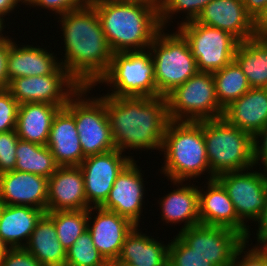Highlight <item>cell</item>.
I'll return each mask as SVG.
<instances>
[{"label": "cell", "instance_id": "7402d4cb", "mask_svg": "<svg viewBox=\"0 0 267 266\" xmlns=\"http://www.w3.org/2000/svg\"><path fill=\"white\" fill-rule=\"evenodd\" d=\"M13 41L11 38L7 56L8 84L19 77L50 75L60 66L58 58L46 48L28 44L18 47Z\"/></svg>", "mask_w": 267, "mask_h": 266}, {"label": "cell", "instance_id": "7bdbcfd3", "mask_svg": "<svg viewBox=\"0 0 267 266\" xmlns=\"http://www.w3.org/2000/svg\"><path fill=\"white\" fill-rule=\"evenodd\" d=\"M258 222V230H257V242L256 246H265L267 247V203L264 210L261 213L260 218L256 221Z\"/></svg>", "mask_w": 267, "mask_h": 266}, {"label": "cell", "instance_id": "c3c4849f", "mask_svg": "<svg viewBox=\"0 0 267 266\" xmlns=\"http://www.w3.org/2000/svg\"><path fill=\"white\" fill-rule=\"evenodd\" d=\"M4 22H5V19L0 15V42L2 41H5V40H8L9 39V36H3L4 33V28L6 26V23L4 25Z\"/></svg>", "mask_w": 267, "mask_h": 266}, {"label": "cell", "instance_id": "60d3db41", "mask_svg": "<svg viewBox=\"0 0 267 266\" xmlns=\"http://www.w3.org/2000/svg\"><path fill=\"white\" fill-rule=\"evenodd\" d=\"M253 138H254V140H253L254 145L253 146H254V163H255V166L256 165L261 166V164H262L263 165L262 171H264V173L267 175V123ZM260 138H261V140H260ZM259 142L261 143V145Z\"/></svg>", "mask_w": 267, "mask_h": 266}, {"label": "cell", "instance_id": "e575fe53", "mask_svg": "<svg viewBox=\"0 0 267 266\" xmlns=\"http://www.w3.org/2000/svg\"><path fill=\"white\" fill-rule=\"evenodd\" d=\"M175 237L169 243V266H214L207 258L193 252L178 236Z\"/></svg>", "mask_w": 267, "mask_h": 266}, {"label": "cell", "instance_id": "f6af8a7d", "mask_svg": "<svg viewBox=\"0 0 267 266\" xmlns=\"http://www.w3.org/2000/svg\"><path fill=\"white\" fill-rule=\"evenodd\" d=\"M256 36L267 37V6L255 20Z\"/></svg>", "mask_w": 267, "mask_h": 266}, {"label": "cell", "instance_id": "7c38bea8", "mask_svg": "<svg viewBox=\"0 0 267 266\" xmlns=\"http://www.w3.org/2000/svg\"><path fill=\"white\" fill-rule=\"evenodd\" d=\"M253 169L226 172L216 177L226 189L238 218L245 225L249 220L256 222L267 203V175L262 170Z\"/></svg>", "mask_w": 267, "mask_h": 266}, {"label": "cell", "instance_id": "ac0fdd59", "mask_svg": "<svg viewBox=\"0 0 267 266\" xmlns=\"http://www.w3.org/2000/svg\"><path fill=\"white\" fill-rule=\"evenodd\" d=\"M195 21L227 31L240 42L256 36L255 20L241 0H212Z\"/></svg>", "mask_w": 267, "mask_h": 266}, {"label": "cell", "instance_id": "5b68a950", "mask_svg": "<svg viewBox=\"0 0 267 266\" xmlns=\"http://www.w3.org/2000/svg\"><path fill=\"white\" fill-rule=\"evenodd\" d=\"M203 135L210 172L215 177L255 166L254 138L223 117L203 120Z\"/></svg>", "mask_w": 267, "mask_h": 266}, {"label": "cell", "instance_id": "ffe728a7", "mask_svg": "<svg viewBox=\"0 0 267 266\" xmlns=\"http://www.w3.org/2000/svg\"><path fill=\"white\" fill-rule=\"evenodd\" d=\"M88 209L79 166H59L48 178L46 212Z\"/></svg>", "mask_w": 267, "mask_h": 266}, {"label": "cell", "instance_id": "9c48e42d", "mask_svg": "<svg viewBox=\"0 0 267 266\" xmlns=\"http://www.w3.org/2000/svg\"><path fill=\"white\" fill-rule=\"evenodd\" d=\"M168 116L171 121L218 119L224 109L216 96L213 73L197 72L167 96Z\"/></svg>", "mask_w": 267, "mask_h": 266}, {"label": "cell", "instance_id": "7a4b0ae2", "mask_svg": "<svg viewBox=\"0 0 267 266\" xmlns=\"http://www.w3.org/2000/svg\"><path fill=\"white\" fill-rule=\"evenodd\" d=\"M106 112L116 149L161 151L170 121L166 97L106 95Z\"/></svg>", "mask_w": 267, "mask_h": 266}, {"label": "cell", "instance_id": "603a6c76", "mask_svg": "<svg viewBox=\"0 0 267 266\" xmlns=\"http://www.w3.org/2000/svg\"><path fill=\"white\" fill-rule=\"evenodd\" d=\"M229 124L254 137L267 123V88H251L224 108Z\"/></svg>", "mask_w": 267, "mask_h": 266}, {"label": "cell", "instance_id": "44dd1931", "mask_svg": "<svg viewBox=\"0 0 267 266\" xmlns=\"http://www.w3.org/2000/svg\"><path fill=\"white\" fill-rule=\"evenodd\" d=\"M46 146L59 166H79L82 163L84 154L74 114L66 106L54 116Z\"/></svg>", "mask_w": 267, "mask_h": 266}, {"label": "cell", "instance_id": "6da1fadb", "mask_svg": "<svg viewBox=\"0 0 267 266\" xmlns=\"http://www.w3.org/2000/svg\"><path fill=\"white\" fill-rule=\"evenodd\" d=\"M58 18L65 45L60 65L82 87L94 86L113 57L95 8L89 3Z\"/></svg>", "mask_w": 267, "mask_h": 266}, {"label": "cell", "instance_id": "ee69618b", "mask_svg": "<svg viewBox=\"0 0 267 266\" xmlns=\"http://www.w3.org/2000/svg\"><path fill=\"white\" fill-rule=\"evenodd\" d=\"M248 13L256 20L267 6V0H241Z\"/></svg>", "mask_w": 267, "mask_h": 266}, {"label": "cell", "instance_id": "e0dca14e", "mask_svg": "<svg viewBox=\"0 0 267 266\" xmlns=\"http://www.w3.org/2000/svg\"><path fill=\"white\" fill-rule=\"evenodd\" d=\"M199 187L200 224L231 228L240 233L245 240L250 239V229L239 218L226 189L215 178ZM205 185H208L205 187ZM204 191V192H203ZM203 192V193H202ZM248 227V228H247Z\"/></svg>", "mask_w": 267, "mask_h": 266}, {"label": "cell", "instance_id": "3957f363", "mask_svg": "<svg viewBox=\"0 0 267 266\" xmlns=\"http://www.w3.org/2000/svg\"><path fill=\"white\" fill-rule=\"evenodd\" d=\"M90 4L113 53L147 50L161 29L159 5L112 0H90Z\"/></svg>", "mask_w": 267, "mask_h": 266}, {"label": "cell", "instance_id": "b9f144b4", "mask_svg": "<svg viewBox=\"0 0 267 266\" xmlns=\"http://www.w3.org/2000/svg\"><path fill=\"white\" fill-rule=\"evenodd\" d=\"M10 48V38L0 42V89L8 87L7 78V56Z\"/></svg>", "mask_w": 267, "mask_h": 266}, {"label": "cell", "instance_id": "7dc6e473", "mask_svg": "<svg viewBox=\"0 0 267 266\" xmlns=\"http://www.w3.org/2000/svg\"><path fill=\"white\" fill-rule=\"evenodd\" d=\"M115 2L140 3L144 5H159V0H112Z\"/></svg>", "mask_w": 267, "mask_h": 266}, {"label": "cell", "instance_id": "4316f807", "mask_svg": "<svg viewBox=\"0 0 267 266\" xmlns=\"http://www.w3.org/2000/svg\"><path fill=\"white\" fill-rule=\"evenodd\" d=\"M65 106L28 102L19 104L15 131L21 140L47 145L52 121Z\"/></svg>", "mask_w": 267, "mask_h": 266}, {"label": "cell", "instance_id": "f546056e", "mask_svg": "<svg viewBox=\"0 0 267 266\" xmlns=\"http://www.w3.org/2000/svg\"><path fill=\"white\" fill-rule=\"evenodd\" d=\"M16 171L28 172L50 178L59 165L46 145L19 139L16 147Z\"/></svg>", "mask_w": 267, "mask_h": 266}, {"label": "cell", "instance_id": "d6a6232c", "mask_svg": "<svg viewBox=\"0 0 267 266\" xmlns=\"http://www.w3.org/2000/svg\"><path fill=\"white\" fill-rule=\"evenodd\" d=\"M65 266H111L93 244L88 230L66 251Z\"/></svg>", "mask_w": 267, "mask_h": 266}, {"label": "cell", "instance_id": "cb8c5ba5", "mask_svg": "<svg viewBox=\"0 0 267 266\" xmlns=\"http://www.w3.org/2000/svg\"><path fill=\"white\" fill-rule=\"evenodd\" d=\"M136 225L127 235L121 253L112 266H169V243L141 234Z\"/></svg>", "mask_w": 267, "mask_h": 266}, {"label": "cell", "instance_id": "836d02e7", "mask_svg": "<svg viewBox=\"0 0 267 266\" xmlns=\"http://www.w3.org/2000/svg\"><path fill=\"white\" fill-rule=\"evenodd\" d=\"M212 0H159V22L161 28L166 30L169 20L174 14L185 13L186 17L179 25L196 20L200 12Z\"/></svg>", "mask_w": 267, "mask_h": 266}, {"label": "cell", "instance_id": "8fae6325", "mask_svg": "<svg viewBox=\"0 0 267 266\" xmlns=\"http://www.w3.org/2000/svg\"><path fill=\"white\" fill-rule=\"evenodd\" d=\"M82 86L60 65L52 74L19 77L7 89L19 103L38 102L66 106Z\"/></svg>", "mask_w": 267, "mask_h": 266}, {"label": "cell", "instance_id": "9a60e30c", "mask_svg": "<svg viewBox=\"0 0 267 266\" xmlns=\"http://www.w3.org/2000/svg\"><path fill=\"white\" fill-rule=\"evenodd\" d=\"M93 214L95 217L92 219ZM135 226L128 218L115 212L101 207L88 209L87 230L91 234L94 246L110 265L118 259L127 235Z\"/></svg>", "mask_w": 267, "mask_h": 266}, {"label": "cell", "instance_id": "74e56055", "mask_svg": "<svg viewBox=\"0 0 267 266\" xmlns=\"http://www.w3.org/2000/svg\"><path fill=\"white\" fill-rule=\"evenodd\" d=\"M246 245H249V240H245L237 248L233 258L232 266H267V247L253 246L249 250V247H247ZM241 257L242 259L240 260Z\"/></svg>", "mask_w": 267, "mask_h": 266}, {"label": "cell", "instance_id": "d6986e66", "mask_svg": "<svg viewBox=\"0 0 267 266\" xmlns=\"http://www.w3.org/2000/svg\"><path fill=\"white\" fill-rule=\"evenodd\" d=\"M48 178L22 171L0 174V204L31 206L46 211Z\"/></svg>", "mask_w": 267, "mask_h": 266}, {"label": "cell", "instance_id": "2e32d148", "mask_svg": "<svg viewBox=\"0 0 267 266\" xmlns=\"http://www.w3.org/2000/svg\"><path fill=\"white\" fill-rule=\"evenodd\" d=\"M132 160L117 176L102 209L128 218L140 227L144 207V185L141 168ZM140 168V169H139Z\"/></svg>", "mask_w": 267, "mask_h": 266}, {"label": "cell", "instance_id": "8d00e7d4", "mask_svg": "<svg viewBox=\"0 0 267 266\" xmlns=\"http://www.w3.org/2000/svg\"><path fill=\"white\" fill-rule=\"evenodd\" d=\"M19 139L15 130L0 133V174L15 169Z\"/></svg>", "mask_w": 267, "mask_h": 266}, {"label": "cell", "instance_id": "1f68e13d", "mask_svg": "<svg viewBox=\"0 0 267 266\" xmlns=\"http://www.w3.org/2000/svg\"><path fill=\"white\" fill-rule=\"evenodd\" d=\"M53 220L59 242L67 251L87 230L88 209L46 212Z\"/></svg>", "mask_w": 267, "mask_h": 266}, {"label": "cell", "instance_id": "f1b7e54d", "mask_svg": "<svg viewBox=\"0 0 267 266\" xmlns=\"http://www.w3.org/2000/svg\"><path fill=\"white\" fill-rule=\"evenodd\" d=\"M234 60L251 88H267V37L255 36L240 42Z\"/></svg>", "mask_w": 267, "mask_h": 266}, {"label": "cell", "instance_id": "484cf974", "mask_svg": "<svg viewBox=\"0 0 267 266\" xmlns=\"http://www.w3.org/2000/svg\"><path fill=\"white\" fill-rule=\"evenodd\" d=\"M45 213L31 206L0 204V237L9 248H23Z\"/></svg>", "mask_w": 267, "mask_h": 266}, {"label": "cell", "instance_id": "8992f818", "mask_svg": "<svg viewBox=\"0 0 267 266\" xmlns=\"http://www.w3.org/2000/svg\"><path fill=\"white\" fill-rule=\"evenodd\" d=\"M149 50L154 62L157 97H166L198 72L188 42L179 31L165 33L161 28Z\"/></svg>", "mask_w": 267, "mask_h": 266}, {"label": "cell", "instance_id": "ba28073f", "mask_svg": "<svg viewBox=\"0 0 267 266\" xmlns=\"http://www.w3.org/2000/svg\"><path fill=\"white\" fill-rule=\"evenodd\" d=\"M91 88L81 87L66 104L74 114L84 159L116 149L106 112V95L87 98Z\"/></svg>", "mask_w": 267, "mask_h": 266}, {"label": "cell", "instance_id": "4dcf8cb0", "mask_svg": "<svg viewBox=\"0 0 267 266\" xmlns=\"http://www.w3.org/2000/svg\"><path fill=\"white\" fill-rule=\"evenodd\" d=\"M213 78L218 103L223 109L251 89L245 74L235 60L213 72Z\"/></svg>", "mask_w": 267, "mask_h": 266}, {"label": "cell", "instance_id": "52a82bcc", "mask_svg": "<svg viewBox=\"0 0 267 266\" xmlns=\"http://www.w3.org/2000/svg\"><path fill=\"white\" fill-rule=\"evenodd\" d=\"M100 83L111 87L108 96L157 97L150 50L113 53L107 72L92 88Z\"/></svg>", "mask_w": 267, "mask_h": 266}, {"label": "cell", "instance_id": "ab89813d", "mask_svg": "<svg viewBox=\"0 0 267 266\" xmlns=\"http://www.w3.org/2000/svg\"><path fill=\"white\" fill-rule=\"evenodd\" d=\"M0 266H42L24 248H10L0 260Z\"/></svg>", "mask_w": 267, "mask_h": 266}, {"label": "cell", "instance_id": "277c9868", "mask_svg": "<svg viewBox=\"0 0 267 266\" xmlns=\"http://www.w3.org/2000/svg\"><path fill=\"white\" fill-rule=\"evenodd\" d=\"M161 151L164 152L165 160L160 171L170 181L190 182L208 171L206 179L216 178L210 172L207 159L203 121L170 120L165 130Z\"/></svg>", "mask_w": 267, "mask_h": 266}, {"label": "cell", "instance_id": "d4e9b609", "mask_svg": "<svg viewBox=\"0 0 267 266\" xmlns=\"http://www.w3.org/2000/svg\"><path fill=\"white\" fill-rule=\"evenodd\" d=\"M171 183L178 188L169 192L158 202L162 211V221L168 224L184 222L180 231L200 224L199 187L191 183L189 185L186 183V186L183 184L184 181L171 180Z\"/></svg>", "mask_w": 267, "mask_h": 266}, {"label": "cell", "instance_id": "d590c367", "mask_svg": "<svg viewBox=\"0 0 267 266\" xmlns=\"http://www.w3.org/2000/svg\"><path fill=\"white\" fill-rule=\"evenodd\" d=\"M19 103L12 97L10 91L0 89V133L15 130Z\"/></svg>", "mask_w": 267, "mask_h": 266}, {"label": "cell", "instance_id": "83f0119b", "mask_svg": "<svg viewBox=\"0 0 267 266\" xmlns=\"http://www.w3.org/2000/svg\"><path fill=\"white\" fill-rule=\"evenodd\" d=\"M42 266H65L66 251L58 240L53 220L45 213L23 247Z\"/></svg>", "mask_w": 267, "mask_h": 266}, {"label": "cell", "instance_id": "30bf717a", "mask_svg": "<svg viewBox=\"0 0 267 266\" xmlns=\"http://www.w3.org/2000/svg\"><path fill=\"white\" fill-rule=\"evenodd\" d=\"M196 60L198 72H215L232 60L240 41L227 31L195 20L178 25Z\"/></svg>", "mask_w": 267, "mask_h": 266}, {"label": "cell", "instance_id": "681fc988", "mask_svg": "<svg viewBox=\"0 0 267 266\" xmlns=\"http://www.w3.org/2000/svg\"><path fill=\"white\" fill-rule=\"evenodd\" d=\"M9 249L10 248L7 246V244L0 237V260L6 255Z\"/></svg>", "mask_w": 267, "mask_h": 266}, {"label": "cell", "instance_id": "5bb4252c", "mask_svg": "<svg viewBox=\"0 0 267 266\" xmlns=\"http://www.w3.org/2000/svg\"><path fill=\"white\" fill-rule=\"evenodd\" d=\"M123 154L120 150L114 149L86 157L79 165L84 178L88 209L101 207L105 203L117 176L134 160L132 156Z\"/></svg>", "mask_w": 267, "mask_h": 266}, {"label": "cell", "instance_id": "f35d334b", "mask_svg": "<svg viewBox=\"0 0 267 266\" xmlns=\"http://www.w3.org/2000/svg\"><path fill=\"white\" fill-rule=\"evenodd\" d=\"M90 0H24L25 5L30 7L54 11L55 15L65 14L69 11L77 10L87 6Z\"/></svg>", "mask_w": 267, "mask_h": 266}, {"label": "cell", "instance_id": "bcb514c9", "mask_svg": "<svg viewBox=\"0 0 267 266\" xmlns=\"http://www.w3.org/2000/svg\"><path fill=\"white\" fill-rule=\"evenodd\" d=\"M20 2H21V4H23L24 0H0V15L4 18L6 15L9 16L10 13H12V11L16 7H19L18 4Z\"/></svg>", "mask_w": 267, "mask_h": 266}, {"label": "cell", "instance_id": "4fadbf2b", "mask_svg": "<svg viewBox=\"0 0 267 266\" xmlns=\"http://www.w3.org/2000/svg\"><path fill=\"white\" fill-rule=\"evenodd\" d=\"M178 232L177 236L193 252L214 266H232L237 248L245 241L237 231L221 226L198 224Z\"/></svg>", "mask_w": 267, "mask_h": 266}]
</instances>
